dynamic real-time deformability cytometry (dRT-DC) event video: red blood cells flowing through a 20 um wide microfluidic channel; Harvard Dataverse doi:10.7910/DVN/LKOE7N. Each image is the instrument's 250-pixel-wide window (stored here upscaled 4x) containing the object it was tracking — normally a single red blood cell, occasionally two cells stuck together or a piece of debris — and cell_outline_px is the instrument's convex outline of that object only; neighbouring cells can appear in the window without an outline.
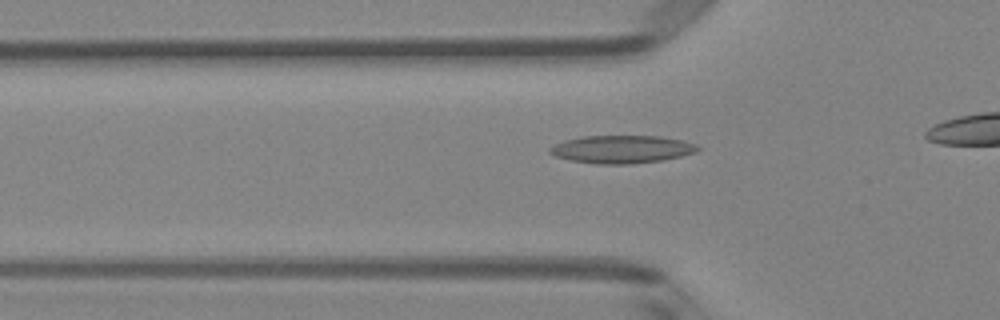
{"species": "Egyptian fruit bat (a non-hibernating species)", "species_latin": "Rousettus aegyptiacus", "temperature_condition": "room temperature", "stored_images_in_passage": 36, "camera_frame_rate_fps": 3000, "um_per_image_px": 0.085, "animal": {"sex": "female"}, "frame": {"image": 1, "passage_image": 12, "time_ms": 3.667, "image_size_px": [1000, 320], "cell_outline_px": [[700, 148], [696, 152], [680, 156], [660, 160], [632, 164], [596, 164], [568, 160], [556, 156], [548, 152], [548, 148], [564, 140], [584, 136], [660, 136], [680, 140], [696, 144]], "centroid_in_image_um": [52.81, 12.69], "position_along_channel_um": 73.0, "area_um2": 23.93}}
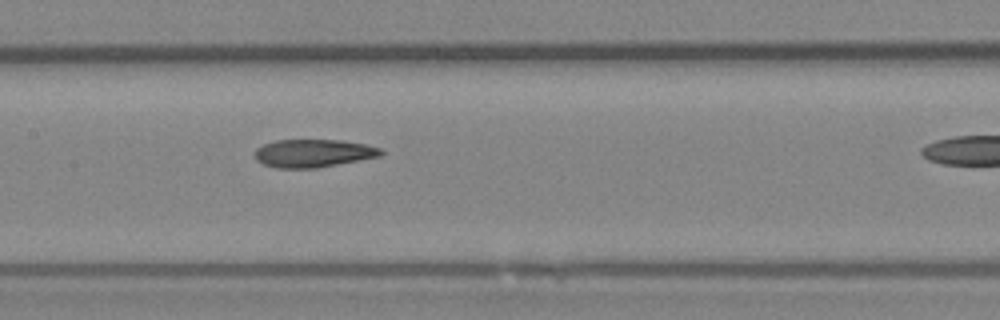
{"frame": {"image": 2, "passage_image": 20, "time_ms": 6.333, "image_size_px": [1000, 320], "cell_outline_px": [[384, 152], [380, 156], [316, 168], [276, 168], [264, 164], [256, 160], [256, 148], [264, 144], [276, 140], [340, 140], [364, 144], [380, 148]], "centroid_in_image_um": [26.62, 13.02], "position_along_channel_um": 180.8, "area_um2": 20.35}}
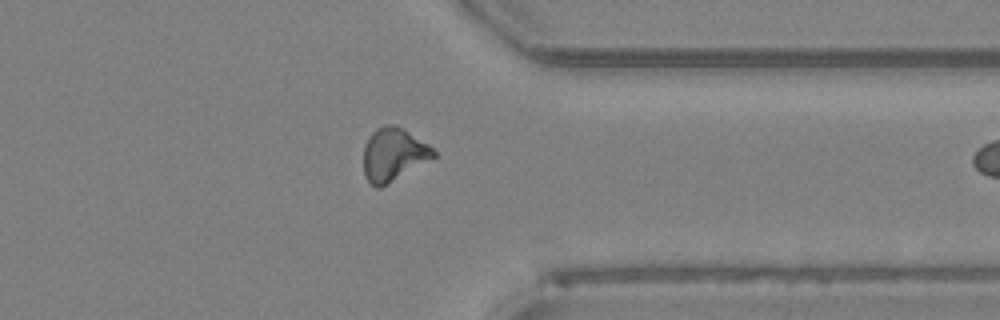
{"frame": {"image": 3, "passage_image": 35, "time_ms": 11.333, "image_size_px": [1000, 320], "cell_outline_px": [[436, 156], [380, 188], [376, 188], [368, 180], [364, 172], [364, 144], [372, 132], [376, 128], [384, 124], [396, 124], [404, 128], [428, 144], [436, 152]], "centroid_in_image_um": [33.43, 13.09], "position_along_channel_um": 378.0, "area_um2": 21.56}}